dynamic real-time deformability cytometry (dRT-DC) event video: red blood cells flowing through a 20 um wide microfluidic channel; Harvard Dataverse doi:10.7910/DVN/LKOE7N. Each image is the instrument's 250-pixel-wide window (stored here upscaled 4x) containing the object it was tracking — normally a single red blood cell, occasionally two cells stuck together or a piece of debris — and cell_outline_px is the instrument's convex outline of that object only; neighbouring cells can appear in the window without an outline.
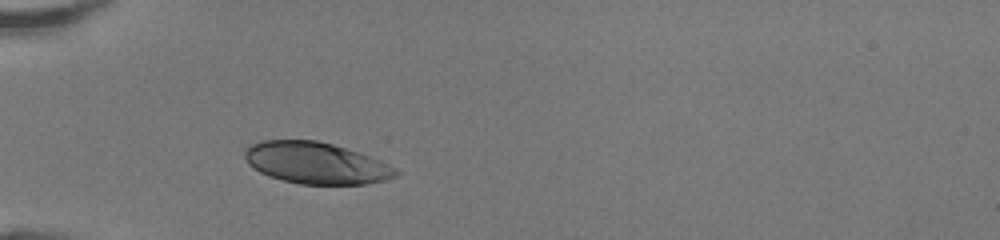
{"species": "human", "species_latin": "Homo sapiens", "temperature_condition": "room temperature", "stored_images_in_passage": 27, "camera_frame_rate_fps": 3000, "um_per_image_px": 0.085, "donor": {"sex": "female"}, "frame": {"image": 1, "passage_image": 1, "time_ms": 0.0, "image_size_px": [1000, 240], "cell_outline_px": [[400, 172], [396, 176], [384, 180], [364, 184], [300, 184], [268, 176], [252, 168], [248, 164], [244, 156], [244, 152], [252, 144], [264, 140], [316, 140], [332, 144], [360, 152], [380, 160], [396, 168]], "centroid_in_image_um": [26.87, 13.86], "position_along_channel_um": 58.1, "area_um2": 36.53}}
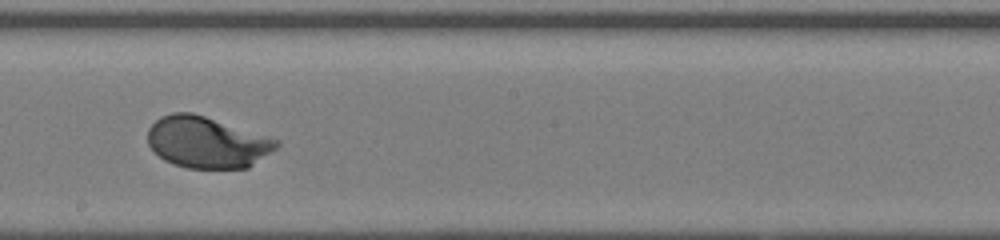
{"frame": {"image": 2, "passage_image": 14, "time_ms": 4.333, "image_size_px": [1000, 240], "cell_outline_px": [[280, 144], [276, 148], [248, 168], [188, 168], [172, 164], [164, 160], [148, 144], [148, 128], [160, 116], [172, 112], [192, 112], [280, 140]], "centroid_in_image_um": [17.58, 12.09], "position_along_channel_um": 230.6, "area_um2": 38.38}}
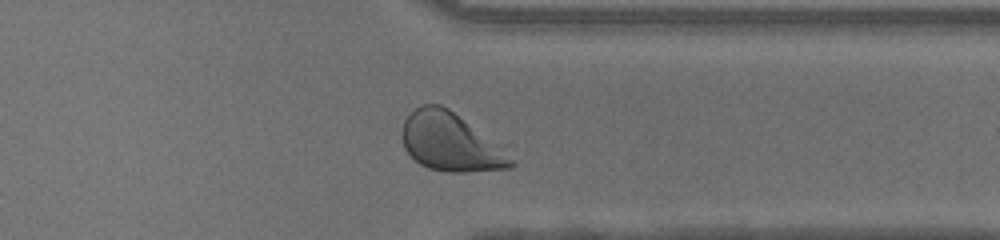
{"frame": {"image": 3, "passage_image": 24, "time_ms": 7.667, "image_size_px": [1000, 240], "cell_outline_px": [[516, 164], [512, 168], [464, 172], [448, 172], [428, 168], [420, 164], [404, 148], [404, 120], [416, 108], [424, 104], [440, 104], [448, 108], [512, 144]], "centroid_in_image_um": [38.57, 12.08], "position_along_channel_um": 372.8, "area_um2": 38.96}, "authors_computed_cell_mechanics": {"area_um2": 38.148, "velocity_mm_per_s": 4.2621, "shape_relaxation_time_tau1_ms": 1.9037, "shape_relaxation_time_tau2_ms": null, "deformation_change_tau1": 0.144, "deformation_change_tau2": null}}